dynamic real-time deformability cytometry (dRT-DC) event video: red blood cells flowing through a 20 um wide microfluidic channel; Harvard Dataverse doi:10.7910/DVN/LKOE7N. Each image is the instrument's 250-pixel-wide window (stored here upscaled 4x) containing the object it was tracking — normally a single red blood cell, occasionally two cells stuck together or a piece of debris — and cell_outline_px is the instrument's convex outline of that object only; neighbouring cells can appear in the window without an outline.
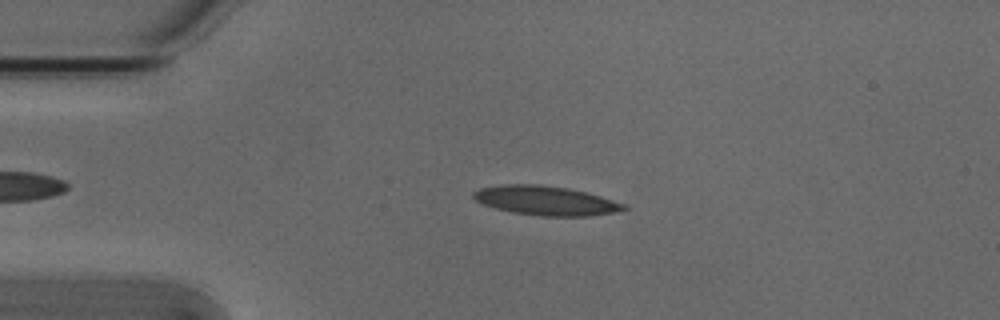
{"species": "Egyptian fruit bat (a non-hibernating species)", "species_latin": "Rousettus aegyptiacus", "temperature_condition": "cold", "stored_images_in_passage": 40, "camera_frame_rate_fps": 3000, "um_per_image_px": 0.085, "animal": {"sex": "male"}, "frame": {"image": 1, "passage_image": 6, "time_ms": 1.667, "image_size_px": [1000, 320], "cell_outline_px": [[628, 208], [612, 212], [588, 216], [540, 216], [512, 212], [496, 208], [484, 204], [476, 200], [472, 196], [472, 192], [480, 188], [504, 184], [540, 184], [568, 188], [600, 196], [624, 204]], "centroid_in_image_um": [46.34, 17.04], "position_along_channel_um": 38.7, "area_um2": 25.37}}
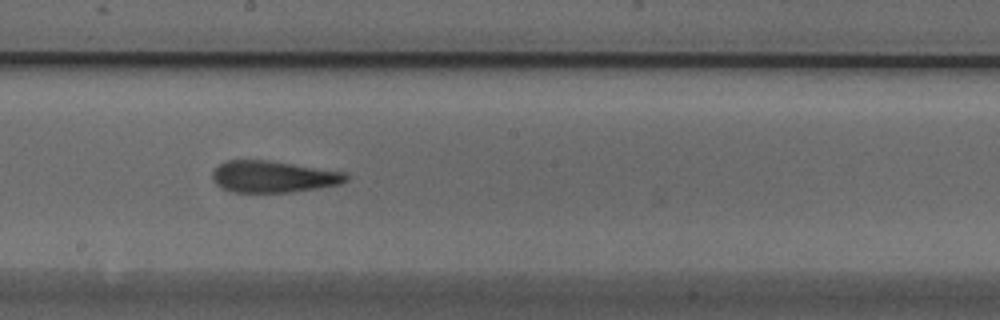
{"frame": {"image": 2, "passage_image": 23, "time_ms": 7.333, "image_size_px": [1000, 320], "cell_outline_px": [[348, 180], [340, 184], [292, 192], [232, 192], [220, 188], [212, 180], [212, 172], [220, 164], [228, 160], [268, 160], [348, 172]], "centroid_in_image_um": [23.23, 15.01], "position_along_channel_um": 225.0, "area_um2": 24.8}}
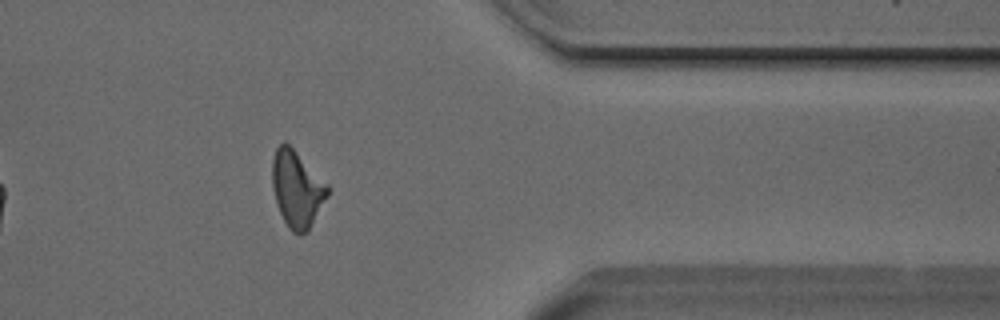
{"frame": {"image": 3, "passage_image": 37, "time_ms": 12.0, "image_size_px": [1000, 320], "cell_outline_px": [[328, 196], [308, 232], [300, 236], [292, 232], [288, 228], [276, 204], [272, 188], [272, 160], [276, 148], [284, 140], [328, 184]], "centroid_in_image_um": [25.23, 16.1], "position_along_channel_um": 386.2, "area_um2": 24.74}, "authors_computed_cell_mechanics": {"area_um2": 24.7673, "velocity_mm_per_s": 3.8204, "shape_relaxation_time_tau1_ms": null, "shape_relaxation_time_tau2_ms": 2.617, "deformation_change_tau1": null, "deformation_change_tau2": 0.1261}}